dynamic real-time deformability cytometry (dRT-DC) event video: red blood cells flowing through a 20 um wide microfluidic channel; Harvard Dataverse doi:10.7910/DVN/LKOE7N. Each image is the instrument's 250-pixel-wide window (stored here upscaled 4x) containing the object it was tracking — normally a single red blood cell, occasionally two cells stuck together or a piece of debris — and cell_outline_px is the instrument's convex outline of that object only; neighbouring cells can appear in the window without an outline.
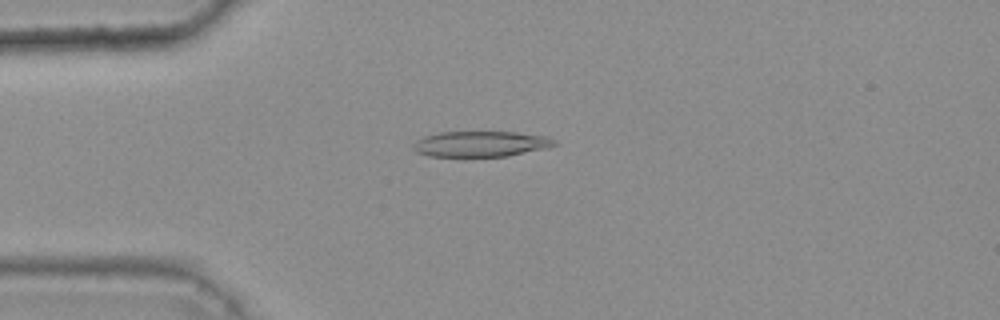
{"species": "common noctule bat (a hibernating species)", "species_latin": "Nyctalus noctula", "temperature_condition": "warm", "stored_images_in_passage": 39, "camera_frame_rate_fps": 3000, "um_per_image_px": 0.085, "animal": {"sex": "female", "body_mass_g": 25.1}, "frame": {"image": 1, "passage_image": 6, "time_ms": 1.667, "image_size_px": [1000, 320], "cell_outline_px": [[556, 144], [548, 148], [508, 156], [428, 156], [416, 152], [412, 148], [412, 144], [416, 140], [424, 136], [440, 132], [516, 132], [548, 136], [556, 140]], "centroid_in_image_um": [40.87, 12.23], "position_along_channel_um": 44.1, "area_um2": 21.21}}
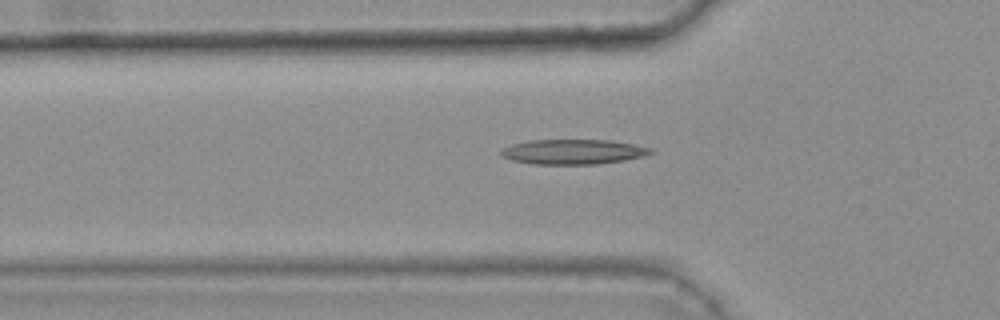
{"frame": {"image": 2, "passage_image": 10, "time_ms": 3.0, "image_size_px": [1000, 320], "cell_outline_px": [[656, 152], [644, 156], [624, 160], [600, 164], [532, 164], [512, 160], [504, 156], [500, 152], [504, 148], [512, 144], [528, 140], [612, 140], [652, 148]], "centroid_in_image_um": [48.76, 12.9], "position_along_channel_um": 77.0, "area_um2": 21.73}}
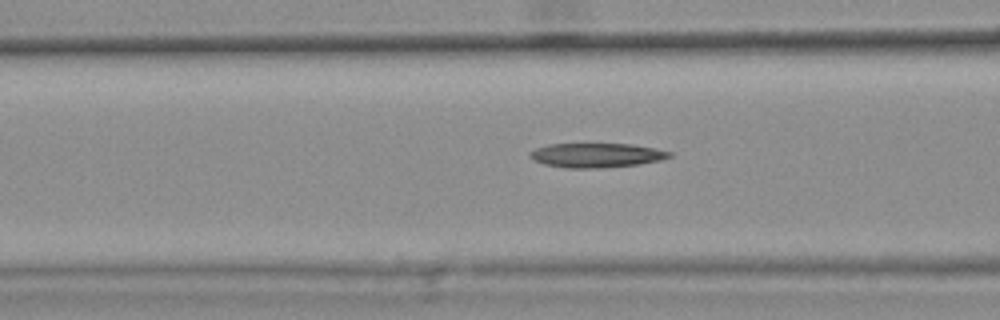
{"frame": {"image": 3, "passage_image": 13, "time_ms": 4.0, "image_size_px": [1000, 320], "cell_outline_px": [[672, 156], [660, 160], [636, 164], [600, 168], [568, 168], [544, 164], [528, 156], [528, 152], [536, 148], [548, 144], [632, 144], [672, 152]], "centroid_in_image_um": [50.66, 13.19], "position_along_channel_um": 115.9, "area_um2": 19.59}}